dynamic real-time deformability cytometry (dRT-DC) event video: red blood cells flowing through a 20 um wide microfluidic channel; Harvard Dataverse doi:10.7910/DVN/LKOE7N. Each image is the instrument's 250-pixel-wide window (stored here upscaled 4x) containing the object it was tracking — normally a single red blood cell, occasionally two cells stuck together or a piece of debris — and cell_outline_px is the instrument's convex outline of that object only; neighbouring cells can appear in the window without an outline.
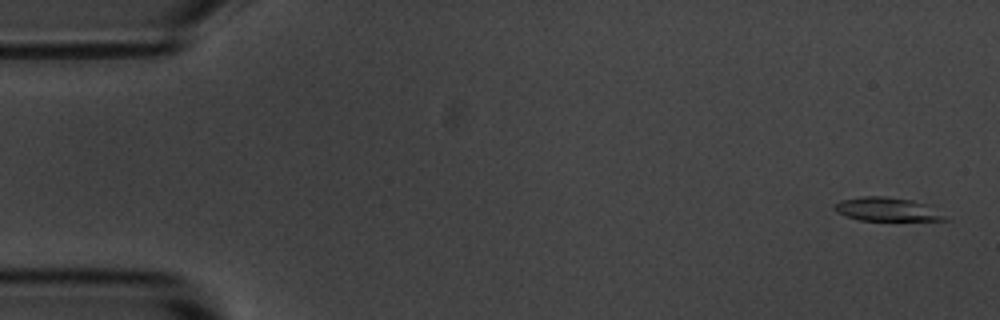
{"species": "common noctule bat (a hibernating species)", "species_latin": "Nyctalus noctula", "temperature_condition": "room temperature", "stored_images_in_passage": 5, "camera_frame_rate_fps": 3000, "um_per_image_px": 0.085, "animal": {"sex": "male", "body_mass_g": 20.1, "forearm_length_mm": 53.5}, "frame": {"image": 1, "passage_image": 1, "time_ms": 0.0, "image_size_px": [1000, 320], "cell_outline_px": [[952, 220], [860, 220], [844, 216], [836, 212], [832, 208], [832, 204], [840, 200], [864, 196], [884, 196], [912, 200], [928, 204]], "centroid_in_image_um": [75.36, 17.78], "position_along_channel_um": 9.6, "area_um2": 15.37}}